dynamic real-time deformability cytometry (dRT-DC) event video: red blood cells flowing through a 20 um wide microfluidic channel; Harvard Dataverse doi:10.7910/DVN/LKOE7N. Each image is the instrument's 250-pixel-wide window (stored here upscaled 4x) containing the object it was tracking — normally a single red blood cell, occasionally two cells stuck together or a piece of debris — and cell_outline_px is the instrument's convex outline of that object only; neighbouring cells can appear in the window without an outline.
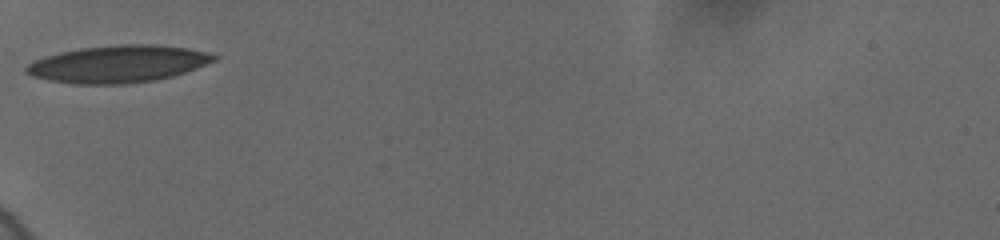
{"species": "human", "species_latin": "Homo sapiens", "temperature_condition": "cold", "stored_images_in_passage": 10, "camera_frame_rate_fps": 3000, "um_per_image_px": 0.085, "donor": {"sex": "female"}, "frame": {"image": 1, "passage_image": 1, "time_ms": 0.0, "image_size_px": [1000, 240], "cell_outline_px": [[220, 56], [216, 60], [196, 68], [172, 76], [156, 80], [124, 84], [72, 84], [48, 80], [32, 76], [24, 72], [24, 68], [32, 60], [44, 56], [60, 52], [80, 48], [120, 44], [156, 44], [188, 48]], "centroid_in_image_um": [9.99, 5.44], "position_along_channel_um": 75.0, "area_um2": 40.86}}
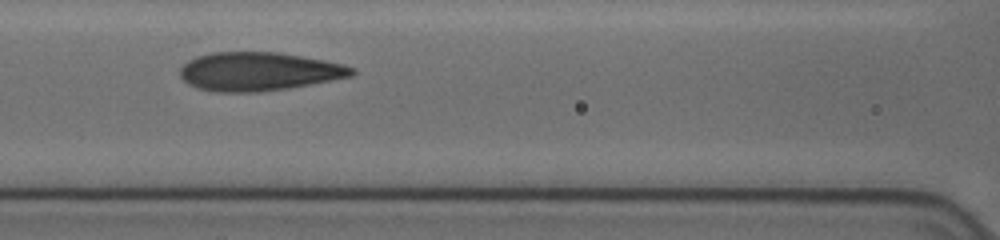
{"frame": {"image": 2, "passage_image": 7, "time_ms": 2.0, "image_size_px": [1000, 240], "cell_outline_px": [[356, 72], [352, 76], [288, 88], [256, 92], [220, 92], [196, 88], [188, 84], [180, 76], [180, 68], [188, 60], [196, 56], [212, 52], [276, 52], [324, 60], [340, 64], [352, 68]], "centroid_in_image_um": [21.93, 6.07], "position_along_channel_um": 144.7, "area_um2": 38.32}}
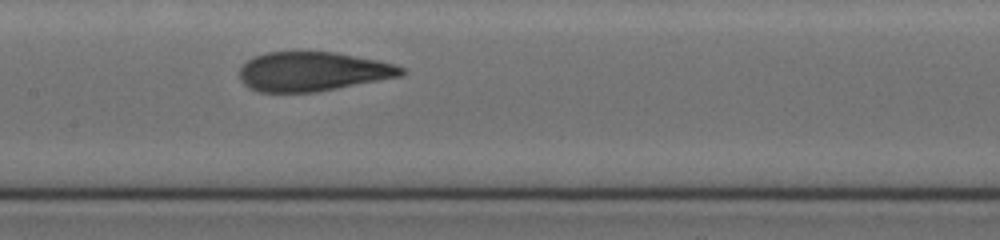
{"frame": {"image": 3, "passage_image": 10, "time_ms": 3.0, "image_size_px": [1000, 240], "cell_outline_px": [[408, 72], [400, 76], [316, 92], [260, 92], [248, 88], [240, 80], [240, 68], [248, 60], [264, 52], [336, 52], [396, 64], [408, 68]], "centroid_in_image_um": [26.6, 6.08], "position_along_channel_um": 180.8, "area_um2": 37.05}}